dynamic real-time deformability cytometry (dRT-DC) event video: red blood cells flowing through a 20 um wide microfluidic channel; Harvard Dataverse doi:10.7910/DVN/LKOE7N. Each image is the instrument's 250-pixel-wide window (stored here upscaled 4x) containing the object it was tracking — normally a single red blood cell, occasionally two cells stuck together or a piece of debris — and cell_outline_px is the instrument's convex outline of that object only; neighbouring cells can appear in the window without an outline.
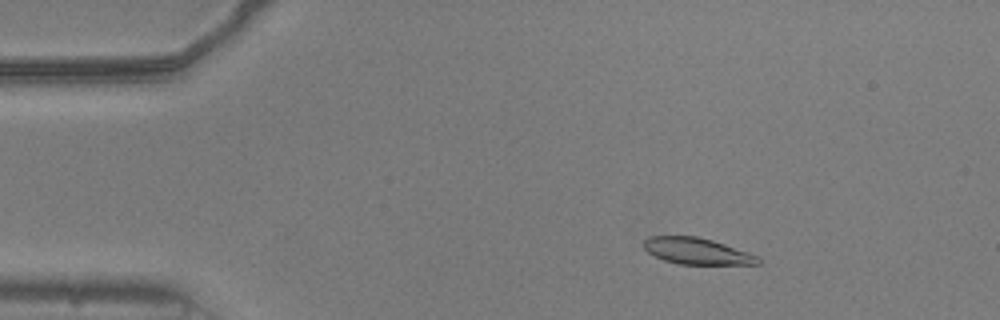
{"species": "common noctule bat (a hibernating species)", "species_latin": "Nyctalus noctula", "temperature_condition": "warm", "stored_images_in_passage": 54, "camera_frame_rate_fps": 3000, "um_per_image_px": 0.085, "animal": {"sex": "male", "body_mass_g": 20.5, "forearm_length_mm": 52.5}, "frame": {"image": 1, "passage_image": 9, "time_ms": 2.667, "image_size_px": [1000, 320], "cell_outline_px": [[760, 264], [680, 264], [664, 260], [648, 252], [644, 248], [644, 240], [648, 236], [696, 236], [712, 240], [748, 252], [756, 256], [760, 260]], "centroid_in_image_um": [59.21, 21.34], "position_along_channel_um": 25.8, "area_um2": 17.34}}
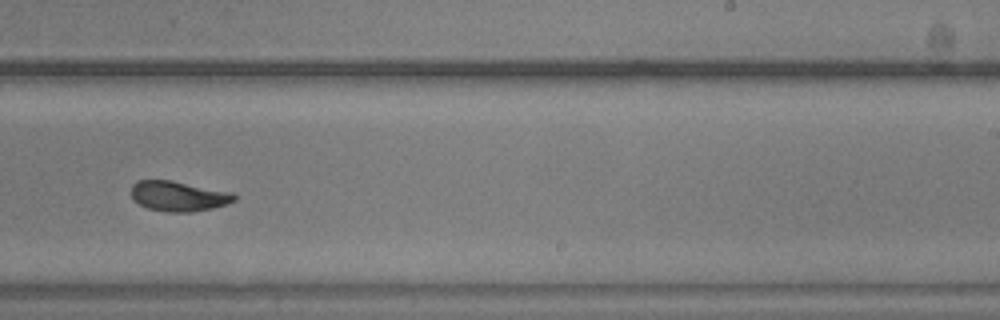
{"frame": {"image": 2, "passage_image": 34, "time_ms": 11.0, "image_size_px": [1000, 320], "cell_outline_px": [[236, 200], [212, 208], [192, 212], [168, 212], [148, 208], [140, 204], [132, 196], [132, 184], [136, 180], [172, 180], [232, 192], [236, 196]], "centroid_in_image_um": [15.17, 16.66], "position_along_channel_um": 273.8, "area_um2": 17.98}}
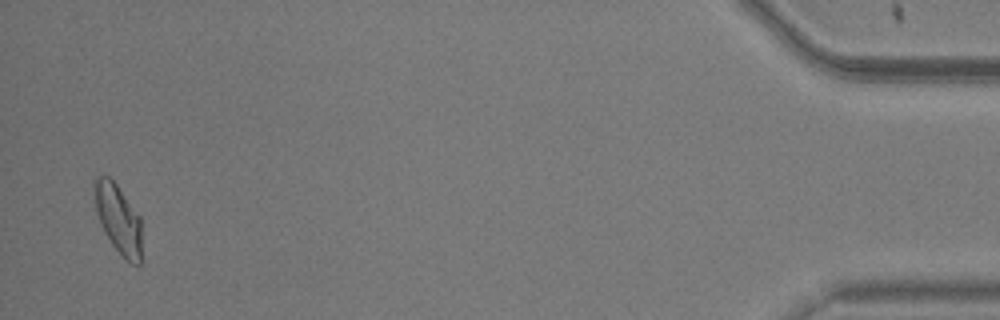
{"frame": {"image": 3, "passage_image": 53, "time_ms": 17.333, "image_size_px": [1000, 320], "cell_outline_px": [[140, 264], [132, 264], [112, 244], [96, 212], [92, 184], [92, 180], [96, 176], [108, 176], [116, 184], [140, 216]], "centroid_in_image_um": [10.02, 18.52], "position_along_channel_um": 425.2, "area_um2": 18.55}, "authors_computed_cell_mechanics": {"area_um2": 18.496, "velocity_mm_per_s": 3.7648, "shape_relaxation_time_tau1_ms": 4.4937, "shape_relaxation_time_tau2_ms": 2.8672, "deformation_change_tau1": 0.1793, "deformation_change_tau2": 0.0664}}